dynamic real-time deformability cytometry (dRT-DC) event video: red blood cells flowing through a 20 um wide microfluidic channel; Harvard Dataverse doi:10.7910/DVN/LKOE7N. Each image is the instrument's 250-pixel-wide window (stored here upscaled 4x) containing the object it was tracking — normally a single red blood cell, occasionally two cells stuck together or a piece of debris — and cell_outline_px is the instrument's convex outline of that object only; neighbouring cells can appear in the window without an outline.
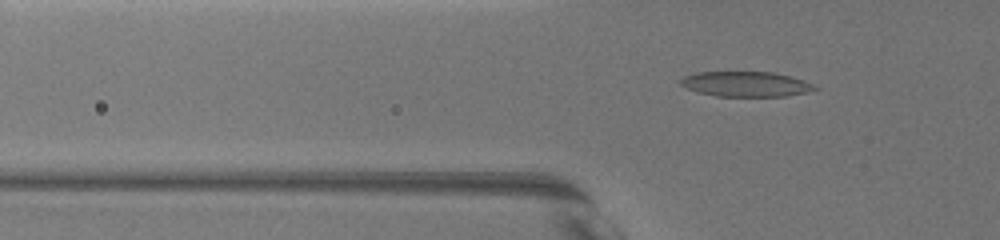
{"species": "common noctule bat (a hibernating species)", "species_latin": "Nyctalus noctula", "temperature_condition": "warm", "stored_images_in_passage": 60, "camera_frame_rate_fps": 3000, "um_per_image_px": 0.085, "animal": {"sex": "female", "body_mass_g": 19.5, "forearm_length_mm": 54.1}, "frame": {"image": 1, "passage_image": 26, "time_ms": 6.667, "image_size_px": [1000, 240], "cell_outline_px": [[820, 88], [804, 92], [784, 96], [716, 96], [700, 92], [688, 88], [680, 84], [680, 80], [684, 76], [696, 72], [772, 72], [804, 80]], "centroid_in_image_um": [63.38, 7.14], "position_along_channel_um": 62.4, "area_um2": 19.31}}
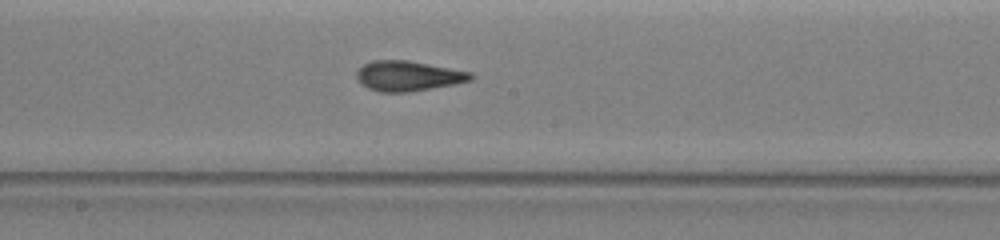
{"frame": {"image": 2, "passage_image": 41, "time_ms": 11.0, "image_size_px": [1000, 240], "cell_outline_px": [[476, 76], [472, 80], [456, 84], [408, 92], [380, 92], [368, 88], [360, 84], [356, 80], [356, 72], [364, 64], [372, 60], [408, 60], [472, 72]], "centroid_in_image_um": [34.7, 6.46], "position_along_channel_um": 213.5, "area_um2": 20.23}}
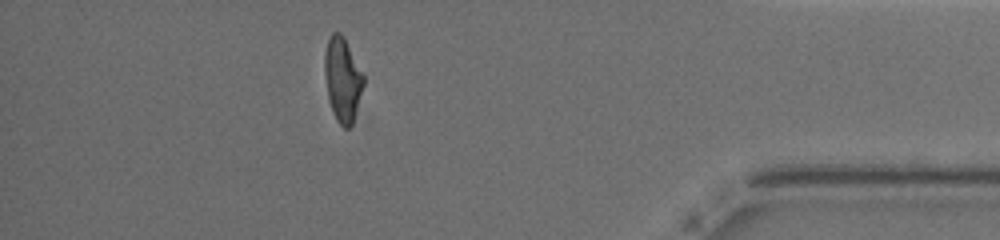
{"frame": {"image": 3, "passage_image": 56, "time_ms": 17.333, "image_size_px": [1000, 240], "cell_outline_px": [[364, 84], [352, 124], [348, 128], [344, 128], [336, 120], [332, 112], [328, 96], [324, 72], [324, 52], [328, 40], [332, 32], [340, 32], [344, 36], [364, 76]], "centroid_in_image_um": [29.1, 6.74], "position_along_channel_um": 406.1, "area_um2": 19.02}, "authors_computed_cell_mechanics": {"area_um2": 19.8832, "velocity_mm_per_s": 3.6213, "shape_relaxation_time_tau1_ms": null, "shape_relaxation_time_tau2_ms": 1.3991, "deformation_change_tau1": null, "deformation_change_tau2": 0.086}}